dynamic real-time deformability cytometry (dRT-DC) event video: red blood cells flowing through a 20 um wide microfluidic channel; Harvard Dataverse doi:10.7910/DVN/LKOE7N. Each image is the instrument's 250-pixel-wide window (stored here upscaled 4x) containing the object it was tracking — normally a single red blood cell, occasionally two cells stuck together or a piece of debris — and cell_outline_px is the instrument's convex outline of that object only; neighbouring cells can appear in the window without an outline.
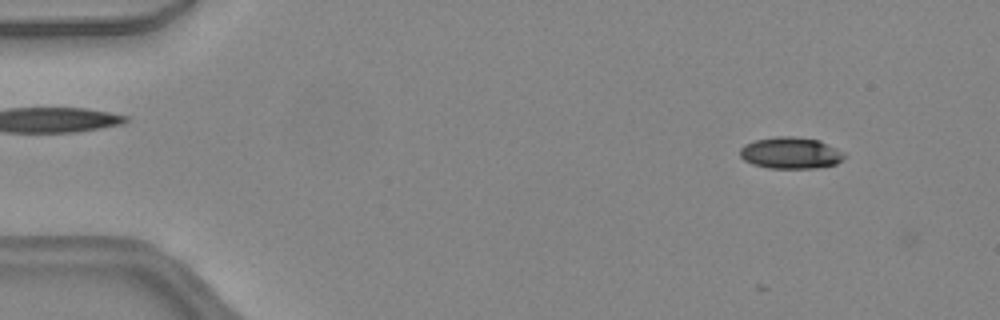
{"species": "common noctule bat (a hibernating species)", "species_latin": "Nyctalus noctula", "temperature_condition": "warm", "stored_images_in_passage": 45, "camera_frame_rate_fps": 3000, "um_per_image_px": 0.085, "animal": {"sex": "female", "body_mass_g": 24.6, "forearm_length_mm": 56.2}, "frame": {"image": 1, "passage_image": 3, "time_ms": 0.667, "image_size_px": [1000, 320], "cell_outline_px": [[848, 156], [844, 160], [836, 164], [816, 168], [768, 168], [752, 164], [744, 160], [740, 156], [740, 148], [744, 144], [756, 140], [776, 136], [792, 136], [820, 140], [844, 152]], "centroid_in_image_um": [67.24, 13.0], "position_along_channel_um": 17.8, "area_um2": 19.42}}
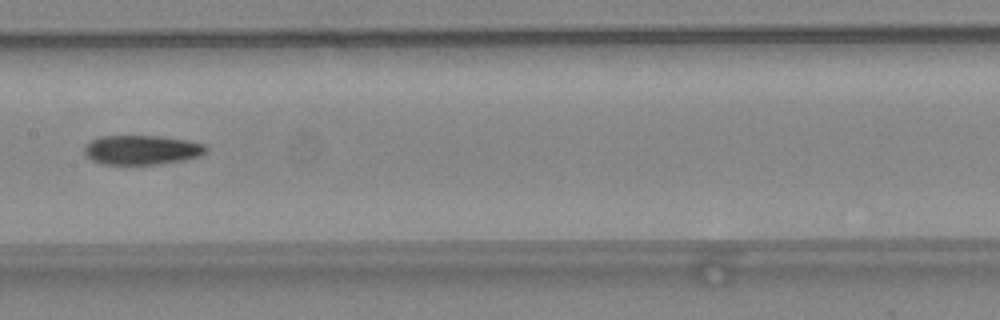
{"frame": {"image": 2, "passage_image": 22, "time_ms": 7.0, "image_size_px": [1000, 320], "cell_outline_px": [[208, 152], [200, 156], [184, 160], [160, 164], [104, 164], [92, 160], [84, 156], [84, 144], [100, 136], [160, 136], [188, 140], [204, 144], [208, 148]], "centroid_in_image_um": [12.06, 12.74], "position_along_channel_um": 195.3, "area_um2": 21.1}}
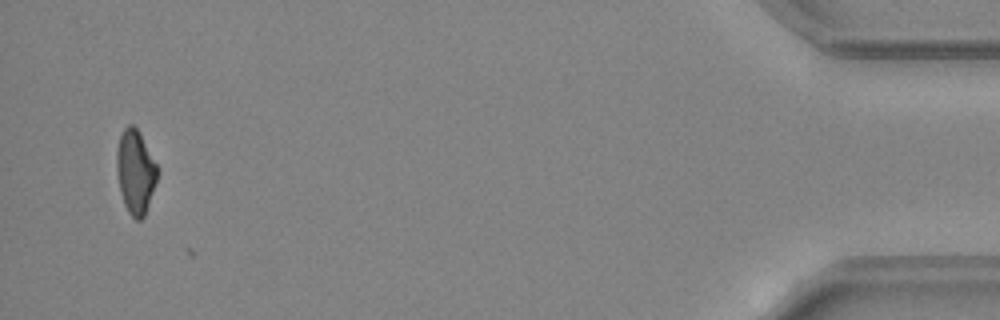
{"frame": {"image": 3, "passage_image": 43, "time_ms": 14.0, "image_size_px": [1000, 320], "cell_outline_px": [[160, 168], [144, 216], [140, 220], [136, 220], [128, 212], [124, 204], [120, 192], [116, 172], [116, 152], [120, 136], [124, 128], [128, 124], [132, 124], [140, 132]], "centroid_in_image_um": [11.51, 14.57], "position_along_channel_um": 423.7, "area_um2": 20.06}, "authors_computed_cell_mechanics": {"area_um2": 20.0566, "velocity_mm_per_s": 4.4684, "shape_relaxation_time_tau1_ms": null, "shape_relaxation_time_tau2_ms": 2.1192, "deformation_change_tau1": null, "deformation_change_tau2": 0.0772}}